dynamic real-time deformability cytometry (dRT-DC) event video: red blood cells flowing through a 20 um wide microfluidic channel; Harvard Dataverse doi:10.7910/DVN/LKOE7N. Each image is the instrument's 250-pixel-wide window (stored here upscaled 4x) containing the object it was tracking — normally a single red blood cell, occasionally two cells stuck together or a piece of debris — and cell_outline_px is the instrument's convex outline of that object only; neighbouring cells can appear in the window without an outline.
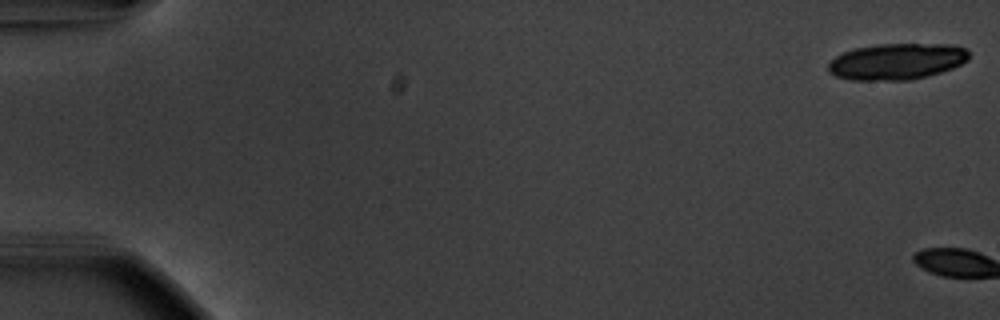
{"species": "common noctule bat (a hibernating species)", "species_latin": "Nyctalus noctula", "temperature_condition": "warm", "stored_images_in_passage": 3, "camera_frame_rate_fps": 3000, "um_per_image_px": 0.085, "animal": {"sex": "male", "body_mass_g": 20.1, "forearm_length_mm": 53.5}, "frame": {"image": 1, "passage_image": 1, "time_ms": 0.0, "image_size_px": [1000, 320], "cell_outline_px": [[968, 60], [952, 68], [928, 76], [908, 80], [848, 80], [836, 76], [828, 72], [828, 64], [836, 56], [844, 52], [856, 48], [880, 44], [952, 44], [964, 48], [968, 52]], "centroid_in_image_um": [76.21, 5.23], "position_along_channel_um": 8.8, "area_um2": 29.65}}